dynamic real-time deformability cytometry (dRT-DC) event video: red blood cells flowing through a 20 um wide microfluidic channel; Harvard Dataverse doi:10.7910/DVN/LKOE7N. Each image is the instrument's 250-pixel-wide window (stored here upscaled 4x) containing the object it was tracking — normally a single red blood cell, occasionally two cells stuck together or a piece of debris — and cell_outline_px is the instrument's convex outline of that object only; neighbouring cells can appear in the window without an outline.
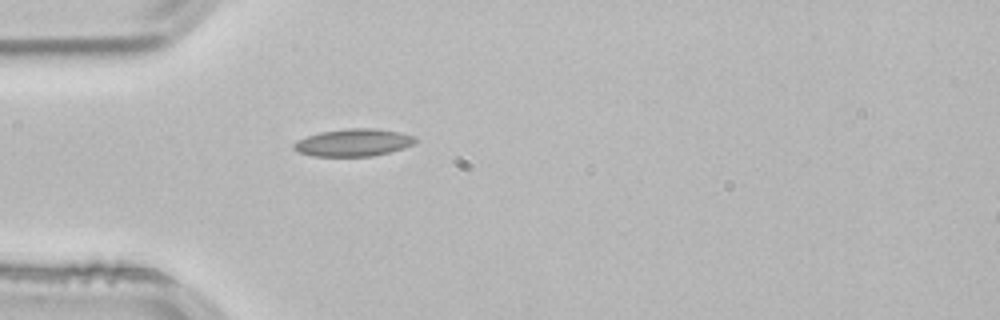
{"species": "common noctule bat (a hibernating species)", "species_latin": "Nyctalus noctula", "temperature_condition": "room temperature", "stored_images_in_passage": 31, "camera_frame_rate_fps": 3000, "um_per_image_px": 0.085, "animal": {"sex": "male", "body_mass_g": 21.5, "forearm_length_mm": 52.0}, "frame": {"image": 1, "passage_image": 1, "time_ms": 0.0, "image_size_px": [1000, 320], "cell_outline_px": [[416, 144], [404, 148], [372, 156], [312, 156], [296, 152], [292, 148], [292, 144], [296, 140], [320, 132], [348, 128], [376, 128], [400, 132], [416, 136]], "centroid_in_image_um": [30.03, 12.11], "position_along_channel_um": 55.0, "area_um2": 19.65}}
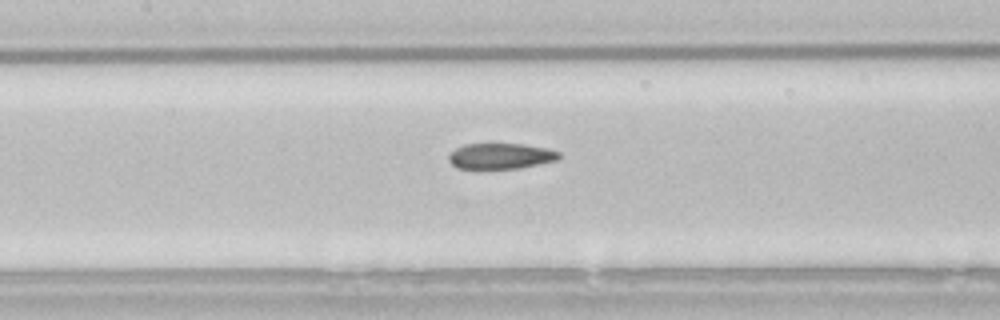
{"frame": {"image": 2, "passage_image": 10, "time_ms": 3.0, "image_size_px": [1000, 320], "cell_outline_px": [[560, 156], [556, 160], [520, 168], [456, 168], [448, 160], [448, 156], [456, 148], [464, 144], [524, 144], [548, 148], [560, 152]], "centroid_in_image_um": [42.56, 13.26], "position_along_channel_um": 164.8, "area_um2": 16.42}}
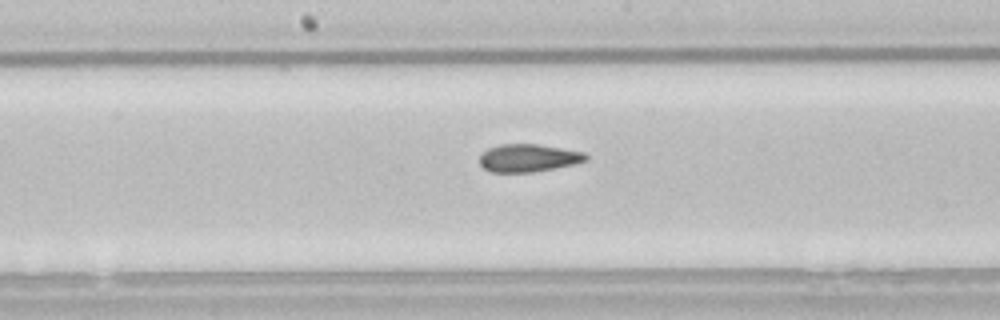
{"frame": {"image": 3, "passage_image": 13, "time_ms": 4.0, "image_size_px": [1000, 320], "cell_outline_px": [[588, 160], [556, 168], [532, 172], [492, 172], [484, 168], [480, 164], [480, 156], [488, 148], [500, 144], [536, 144], [584, 152], [588, 156]], "centroid_in_image_um": [44.91, 13.43], "position_along_channel_um": 203.3, "area_um2": 17.05}, "authors_computed_cell_mechanics": {"area_um2": 17.3978, "velocity_mm_per_s": 3.8461, "shape_relaxation_time_tau1_ms": null, "shape_relaxation_time_tau2_ms": 2.8183, "deformation_change_tau1": null, "deformation_change_tau2": 0.0894}}